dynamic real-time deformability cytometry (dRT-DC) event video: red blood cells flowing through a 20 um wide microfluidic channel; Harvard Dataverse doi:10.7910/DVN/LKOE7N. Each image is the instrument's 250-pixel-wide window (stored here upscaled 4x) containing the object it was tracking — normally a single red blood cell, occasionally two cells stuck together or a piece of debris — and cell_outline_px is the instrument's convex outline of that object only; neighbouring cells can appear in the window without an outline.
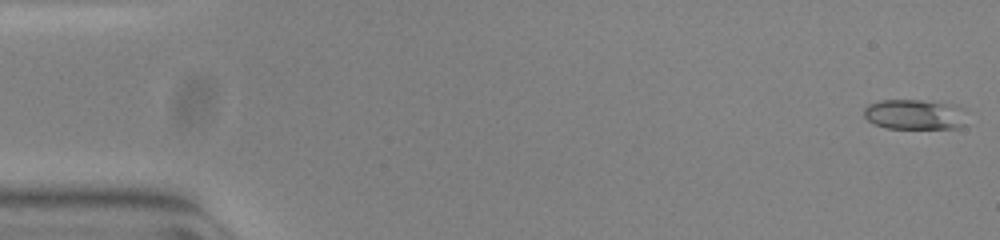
{"species": "common noctule bat (a hibernating species)", "species_latin": "Nyctalus noctula", "temperature_condition": "warm", "stored_images_in_passage": 11, "camera_frame_rate_fps": 3000, "um_per_image_px": 0.085, "animal": {"sex": "female", "body_mass_g": 23.0, "forearm_length_mm": 53.4}, "frame": {"image": 1, "passage_image": 1, "time_ms": 0.0, "image_size_px": [1000, 240], "cell_outline_px": [[968, 124], [960, 128], [884, 128], [872, 124], [864, 116], [864, 108], [868, 104], [880, 100], [920, 100], [956, 104], [960, 108]], "centroid_in_image_um": [77.74, 9.73], "position_along_channel_um": 7.3, "area_um2": 18.32}}